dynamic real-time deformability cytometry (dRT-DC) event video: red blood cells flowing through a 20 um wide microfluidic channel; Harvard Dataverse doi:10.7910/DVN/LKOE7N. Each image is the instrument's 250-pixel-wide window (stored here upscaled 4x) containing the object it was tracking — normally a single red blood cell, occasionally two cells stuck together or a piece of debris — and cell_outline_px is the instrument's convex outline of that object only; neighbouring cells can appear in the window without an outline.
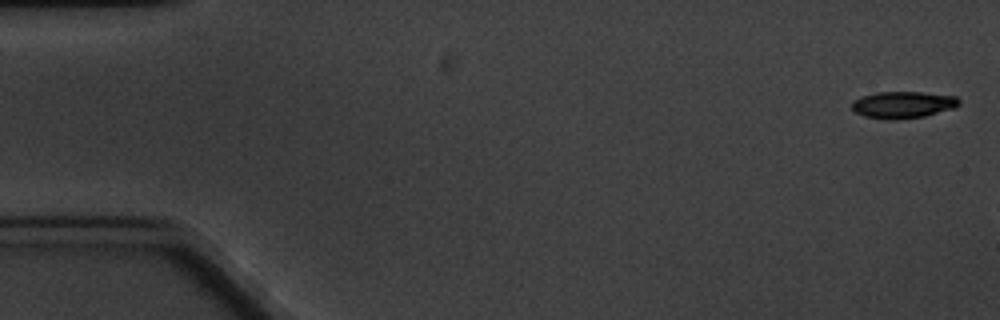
{"species": "common noctule bat (a hibernating species)", "species_latin": "Nyctalus noctula", "temperature_condition": "cold", "stored_images_in_passage": 6, "camera_frame_rate_fps": 3000, "um_per_image_px": 0.085, "animal": {"sex": "male", "body_mass_g": 20.1, "forearm_length_mm": 53.5}, "frame": {"image": 1, "passage_image": 1, "time_ms": 0.0, "image_size_px": [1000, 320], "cell_outline_px": [[960, 104], [956, 108], [924, 116], [896, 120], [888, 120], [864, 116], [856, 112], [852, 108], [852, 100], [860, 96], [876, 92], [920, 92], [956, 96], [960, 100]], "centroid_in_image_um": [76.75, 8.9], "position_along_channel_um": 8.2, "area_um2": 16.94}}